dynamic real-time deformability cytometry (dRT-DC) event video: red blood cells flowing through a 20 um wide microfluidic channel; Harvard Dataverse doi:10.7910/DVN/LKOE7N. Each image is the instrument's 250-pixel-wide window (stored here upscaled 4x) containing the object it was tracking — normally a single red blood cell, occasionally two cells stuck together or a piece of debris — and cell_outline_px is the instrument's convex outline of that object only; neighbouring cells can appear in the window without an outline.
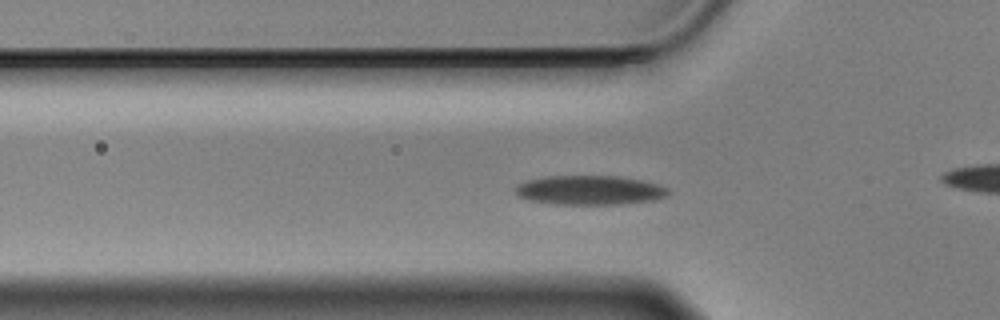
{"species": "Egyptian fruit bat (a non-hibernating species)", "species_latin": "Rousettus aegyptiacus", "temperature_condition": "cold", "stored_images_in_passage": 52, "camera_frame_rate_fps": 3000, "um_per_image_px": 0.085, "animal": {"sex": "male"}, "frame": {"image": 1, "passage_image": 12, "time_ms": 3.667, "image_size_px": [1000, 320], "cell_outline_px": [[672, 192], [668, 196], [656, 200], [620, 204], [552, 204], [528, 200], [516, 196], [512, 192], [512, 188], [516, 184], [528, 180], [544, 176], [620, 176], [660, 184], [668, 188]], "centroid_in_image_um": [50.09, 16.17], "position_along_channel_um": 75.7, "area_um2": 26.7}}
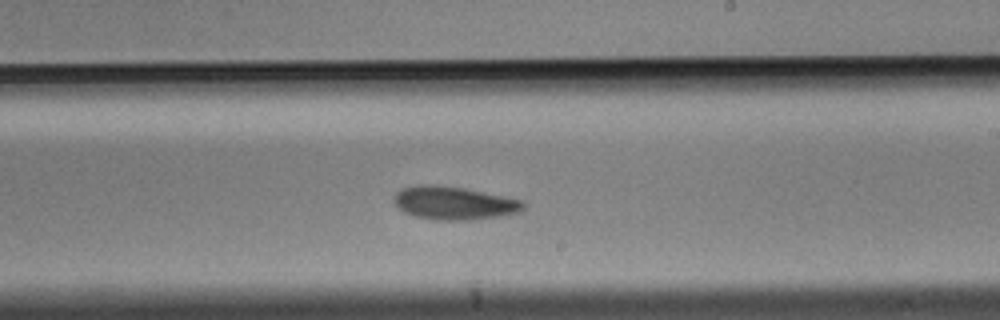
{"frame": {"image": 2, "passage_image": 27, "time_ms": 8.667, "image_size_px": [1000, 320], "cell_outline_px": [[524, 208], [520, 212], [500, 216], [464, 220], [432, 220], [412, 216], [404, 212], [392, 200], [396, 192], [400, 188], [416, 184], [436, 184], [464, 188], [524, 200]], "centroid_in_image_um": [38.55, 17.25], "position_along_channel_um": 250.5, "area_um2": 25.32}}
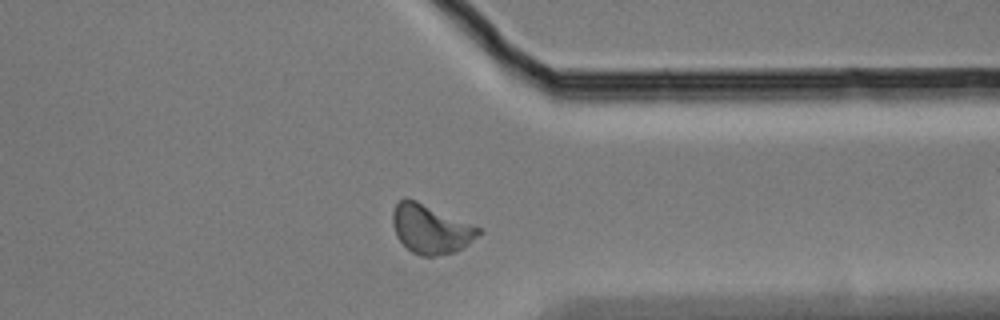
{"frame": {"image": 3, "passage_image": 38, "time_ms": 12.333, "image_size_px": [1000, 320], "cell_outline_px": [[484, 232], [468, 244], [452, 252], [436, 256], [420, 256], [412, 252], [396, 236], [392, 224], [392, 212], [396, 204], [404, 196], [408, 196], [480, 228]], "centroid_in_image_um": [36.58, 19.44], "position_along_channel_um": 374.8, "area_um2": 24.51}, "authors_computed_cell_mechanics": {"area_um2": 24.5072, "velocity_mm_per_s": 3.4848, "shape_relaxation_time_tau1_ms": 4.1004, "shape_relaxation_time_tau2_ms": 5.067, "deformation_change_tau1": 0.1064, "deformation_change_tau2": 0.1109}}